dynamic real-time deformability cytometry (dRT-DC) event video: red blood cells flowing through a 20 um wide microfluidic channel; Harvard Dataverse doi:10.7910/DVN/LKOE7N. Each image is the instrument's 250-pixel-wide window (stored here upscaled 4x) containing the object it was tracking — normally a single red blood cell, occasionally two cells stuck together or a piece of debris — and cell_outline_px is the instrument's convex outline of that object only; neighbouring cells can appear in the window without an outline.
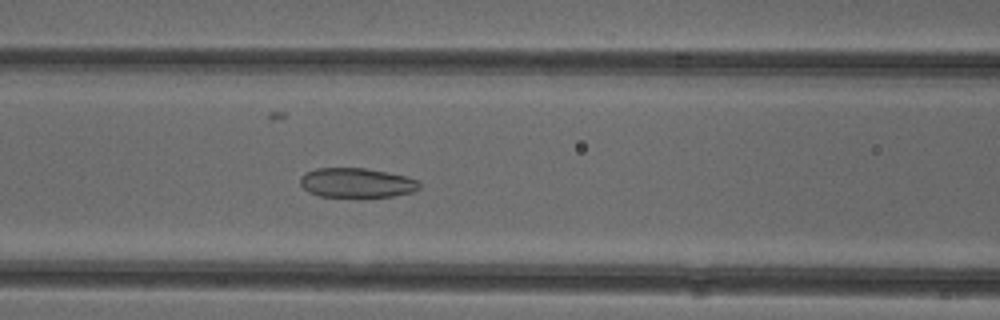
{"species": "common noctule bat (a hibernating species)", "species_latin": "Nyctalus noctula", "temperature_condition": "cold", "stored_images_in_passage": 52, "camera_frame_rate_fps": 3000, "um_per_image_px": 0.085, "animal": {"sex": "female"}, "frame": {"image": 1, "passage_image": 22, "time_ms": 7.0, "image_size_px": [1000, 320], "cell_outline_px": [[420, 188], [412, 192], [392, 196], [320, 196], [308, 192], [300, 184], [300, 176], [304, 172], [316, 168], [364, 168], [388, 172], [420, 180]], "centroid_in_image_um": [30.3, 15.52], "position_along_channel_um": 136.3, "area_um2": 20.46}}
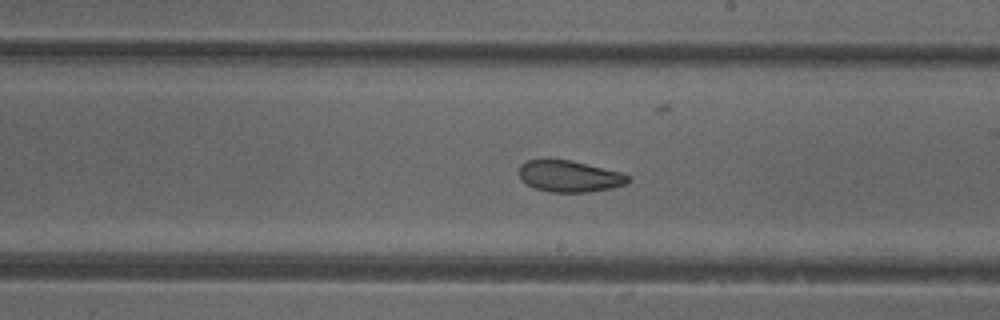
{"frame": {"image": 2, "passage_image": 30, "time_ms": 9.667, "image_size_px": [1000, 320], "cell_outline_px": [[632, 180], [624, 184], [612, 188], [588, 192], [552, 192], [536, 188], [528, 184], [520, 176], [520, 164], [528, 160], [572, 160], [620, 172], [628, 176]], "centroid_in_image_um": [48.43, 14.98], "position_along_channel_um": 240.6, "area_um2": 19.65}}
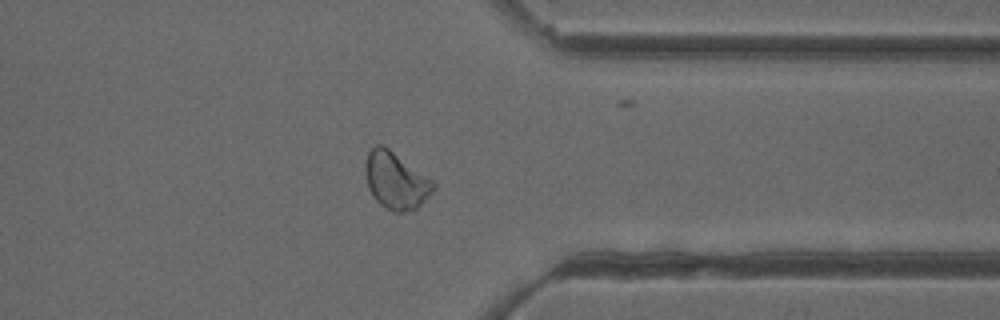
{"frame": {"image": 3, "passage_image": 41, "time_ms": 13.333, "image_size_px": [1000, 320], "cell_outline_px": [[436, 188], [416, 208], [400, 212], [392, 212], [380, 204], [372, 196], [368, 188], [364, 168], [364, 164], [368, 152], [376, 144], [384, 144], [432, 180], [436, 184]], "centroid_in_image_um": [33.61, 15.33], "position_along_channel_um": 377.8, "area_um2": 22.54}, "authors_computed_cell_mechanics": {"area_um2": 22.5709, "velocity_mm_per_s": 3.9145, "shape_relaxation_time_tau1_ms": null, "shape_relaxation_time_tau2_ms": 1.492, "deformation_change_tau1": null, "deformation_change_tau2": 0.0657}}